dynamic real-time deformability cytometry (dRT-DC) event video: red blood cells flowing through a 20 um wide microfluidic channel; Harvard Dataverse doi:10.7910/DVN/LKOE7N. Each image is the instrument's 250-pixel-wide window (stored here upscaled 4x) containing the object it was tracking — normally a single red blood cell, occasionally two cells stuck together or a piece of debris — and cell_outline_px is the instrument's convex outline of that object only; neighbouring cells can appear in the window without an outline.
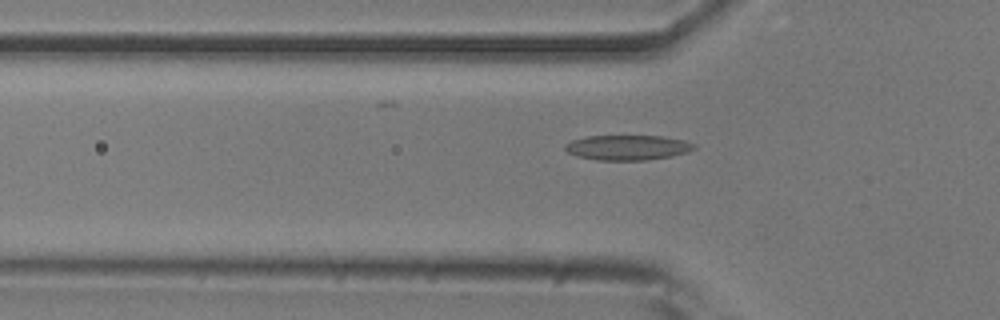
{"species": "common noctule bat (a hibernating species)", "species_latin": "Nyctalus noctula", "temperature_condition": "room temperature", "stored_images_in_passage": 36, "camera_frame_rate_fps": 3000, "um_per_image_px": 0.085, "animal": {"sex": "male", "body_mass_g": 20.5, "forearm_length_mm": 52.5}, "frame": {"image": 1, "passage_image": 17, "time_ms": 5.333, "image_size_px": [1000, 320], "cell_outline_px": [[696, 148], [688, 152], [672, 156], [648, 160], [596, 160], [576, 156], [568, 152], [564, 148], [564, 144], [572, 140], [588, 136], [660, 136], [684, 140], [696, 144]], "centroid_in_image_um": [53.35, 12.54], "position_along_channel_um": 72.4, "area_um2": 18.9}}
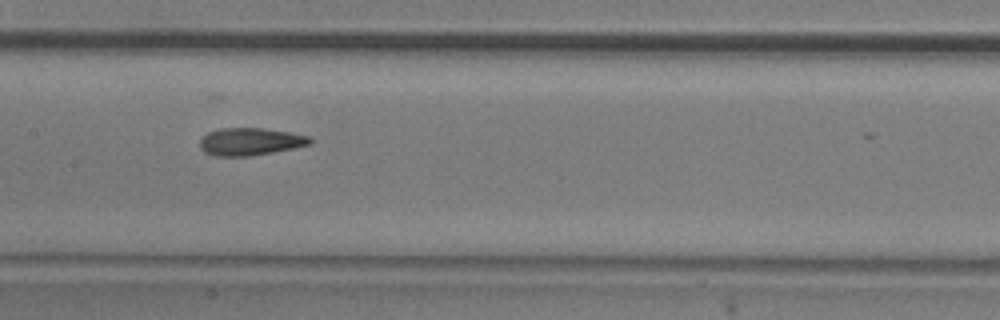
{"frame": {"image": 2, "passage_image": 26, "time_ms": 8.333, "image_size_px": [1000, 320], "cell_outline_px": [[316, 140], [312, 144], [272, 152], [248, 156], [216, 156], [204, 152], [200, 148], [200, 140], [208, 132], [220, 128], [260, 128], [288, 132], [312, 136]], "centroid_in_image_um": [21.31, 12.03], "position_along_channel_um": 186.1, "area_um2": 17.69}}
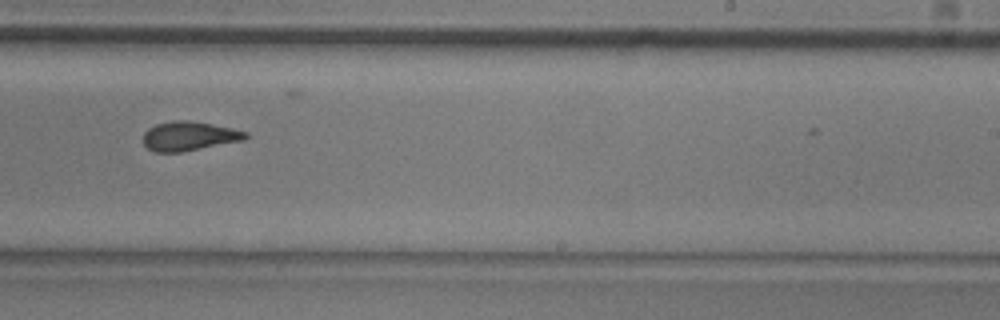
{"frame": {"image": 3, "passage_image": 33, "time_ms": 10.667, "image_size_px": [1000, 320], "cell_outline_px": [[248, 136], [244, 140], [180, 152], [156, 152], [148, 148], [144, 144], [144, 132], [148, 128], [156, 124], [172, 120], [188, 120], [212, 124], [232, 128], [248, 132]], "centroid_in_image_um": [16.07, 11.56], "position_along_channel_um": 272.9, "area_um2": 17.34}}